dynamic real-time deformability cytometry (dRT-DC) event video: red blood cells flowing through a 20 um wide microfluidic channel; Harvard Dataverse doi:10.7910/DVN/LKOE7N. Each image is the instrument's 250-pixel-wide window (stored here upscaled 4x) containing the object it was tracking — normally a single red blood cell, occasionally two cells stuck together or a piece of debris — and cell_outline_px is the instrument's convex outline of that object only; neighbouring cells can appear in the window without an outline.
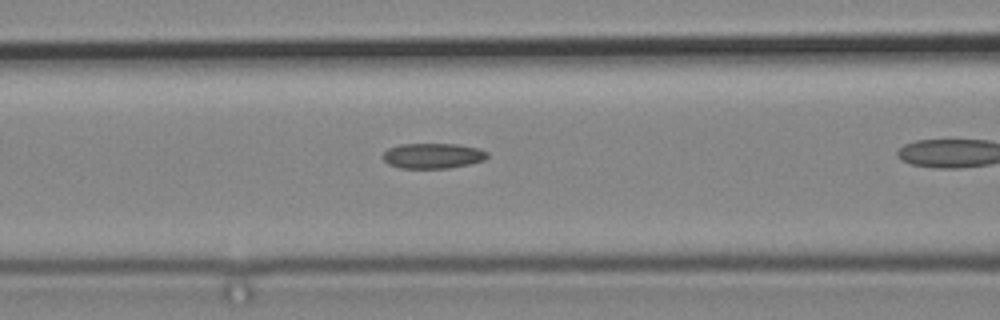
{"species": "common noctule bat (a hibernating species)", "species_latin": "Nyctalus noctula", "temperature_condition": "cold", "stored_images_in_passage": 9, "camera_frame_rate_fps": 3000, "um_per_image_px": 0.085, "animal": {"sex": "male", "body_mass_g": 19.2, "forearm_length_mm": 51.8}, "frame": {"image": 1, "passage_image": 4, "time_ms": 1.0, "image_size_px": [1000, 320], "cell_outline_px": [[488, 156], [484, 160], [468, 164], [448, 168], [400, 168], [388, 164], [384, 160], [384, 152], [388, 148], [400, 144], [460, 144], [480, 148], [488, 152]], "centroid_in_image_um": [36.81, 13.23], "position_along_channel_um": 129.8, "area_um2": 15.43}}
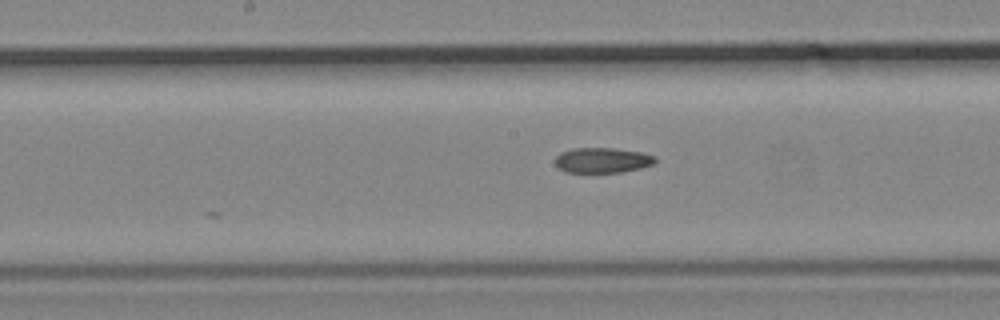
{"frame": {"image": 2, "passage_image": 9, "time_ms": 2.667, "image_size_px": [1000, 320], "cell_outline_px": [[656, 160], [652, 164], [640, 168], [620, 172], [564, 172], [556, 164], [556, 156], [560, 152], [572, 148], [616, 148], [640, 152], [656, 156]], "centroid_in_image_um": [51.19, 13.61], "position_along_channel_um": 197.0, "area_um2": 14.62}}